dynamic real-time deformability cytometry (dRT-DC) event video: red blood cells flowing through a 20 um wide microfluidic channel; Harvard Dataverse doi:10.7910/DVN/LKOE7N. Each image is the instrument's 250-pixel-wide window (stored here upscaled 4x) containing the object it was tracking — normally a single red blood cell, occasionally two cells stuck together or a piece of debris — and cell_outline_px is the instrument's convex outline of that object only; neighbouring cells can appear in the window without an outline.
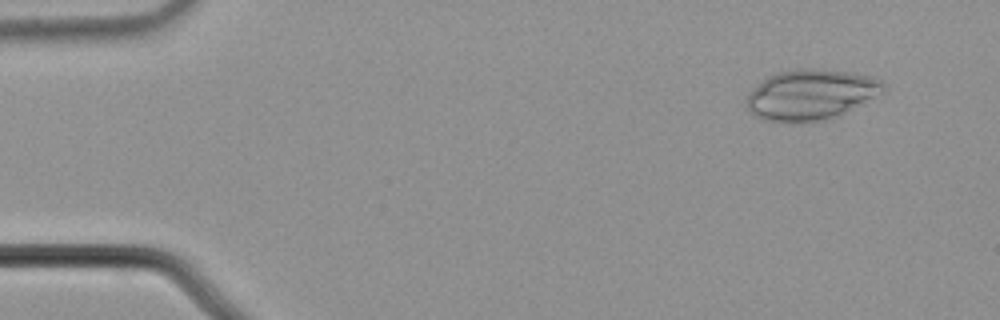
{"species": "common noctule bat (a hibernating species)", "species_latin": "Nyctalus noctula", "temperature_condition": "cold", "stored_images_in_passage": 5, "camera_frame_rate_fps": 3000, "um_per_image_px": 0.085, "animal": {"sex": "male", "body_mass_g": 21.5, "forearm_length_mm": 52.0}, "frame": {"image": 1, "passage_image": 2, "time_ms": 0.333, "image_size_px": [1000, 320], "cell_outline_px": [[884, 92], [840, 116], [824, 120], [764, 120], [748, 112], [748, 96], [752, 88], [756, 84], [768, 76], [776, 72], [808, 68], [812, 68], [848, 72], [868, 76], [880, 80], [884, 84]], "centroid_in_image_um": [68.93, 8.03], "position_along_channel_um": 16.1, "area_um2": 39.59}}